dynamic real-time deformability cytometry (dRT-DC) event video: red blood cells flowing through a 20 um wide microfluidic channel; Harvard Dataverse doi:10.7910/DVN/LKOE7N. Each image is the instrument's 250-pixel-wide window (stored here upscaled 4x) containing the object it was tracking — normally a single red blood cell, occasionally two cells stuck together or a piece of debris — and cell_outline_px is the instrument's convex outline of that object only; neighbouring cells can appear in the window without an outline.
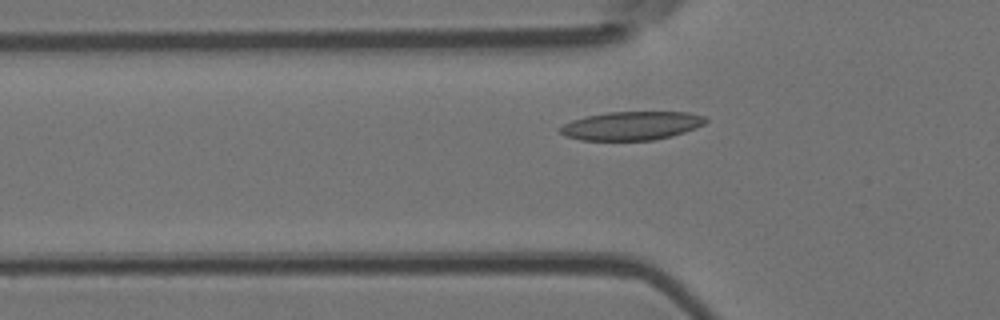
{"species": "Egyptian fruit bat (a non-hibernating species)", "species_latin": "Rousettus aegyptiacus", "temperature_condition": "room temperature", "stored_images_in_passage": 42, "camera_frame_rate_fps": 3000, "um_per_image_px": 0.085, "animal": {"sex": "female"}, "frame": {"image": 1, "passage_image": 6, "time_ms": 1.667, "image_size_px": [1000, 320], "cell_outline_px": [[708, 120], [704, 124], [668, 136], [652, 140], [584, 140], [568, 136], [560, 132], [560, 128], [564, 124], [588, 116], [612, 112], [684, 112], [704, 116]], "centroid_in_image_um": [53.69, 10.68], "position_along_channel_um": 72.1, "area_um2": 23.41}}
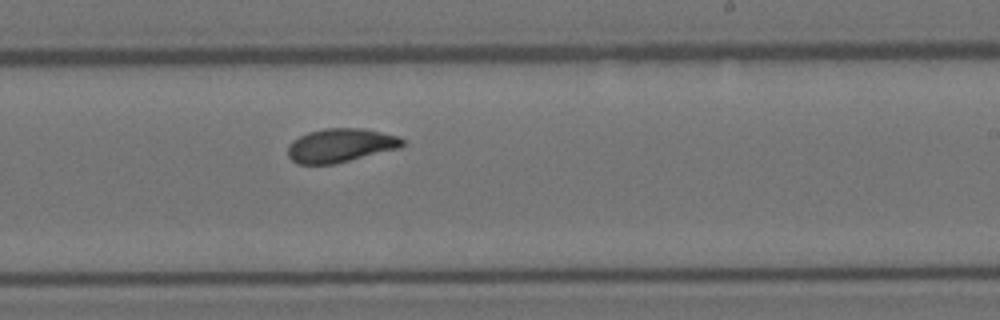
{"frame": {"image": 2, "passage_image": 21, "time_ms": 6.667, "image_size_px": [1000, 320], "cell_outline_px": [[404, 144], [396, 148], [332, 164], [300, 164], [292, 160], [288, 156], [288, 148], [300, 136], [312, 132], [328, 128], [356, 128], [396, 136], [404, 140]], "centroid_in_image_um": [28.9, 12.37], "position_along_channel_um": 260.1, "area_um2": 21.44}}
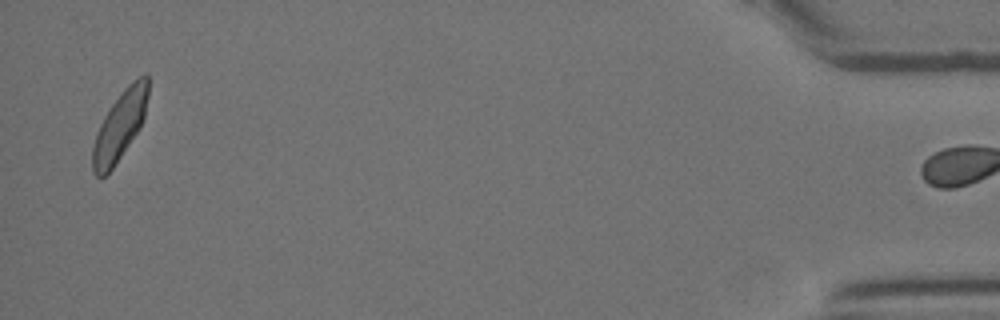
{"frame": {"image": 3, "passage_image": 41, "time_ms": 13.333, "image_size_px": [1000, 320], "cell_outline_px": [[148, 96], [144, 116], [140, 128], [112, 168], [104, 176], [96, 176], [92, 172], [92, 148], [100, 124], [104, 116], [112, 104], [140, 76], [148, 76]], "centroid_in_image_um": [10.17, 10.76], "position_along_channel_um": 425.0, "area_um2": 21.39}, "authors_computed_cell_mechanics": {"area_um2": 21.4149, "velocity_mm_per_s": 3.7542, "shape_relaxation_time_tau1_ms": 4.2981, "shape_relaxation_time_tau2_ms": 1.9577, "deformation_change_tau1": 0.1462, "deformation_change_tau2": 0.0708}}